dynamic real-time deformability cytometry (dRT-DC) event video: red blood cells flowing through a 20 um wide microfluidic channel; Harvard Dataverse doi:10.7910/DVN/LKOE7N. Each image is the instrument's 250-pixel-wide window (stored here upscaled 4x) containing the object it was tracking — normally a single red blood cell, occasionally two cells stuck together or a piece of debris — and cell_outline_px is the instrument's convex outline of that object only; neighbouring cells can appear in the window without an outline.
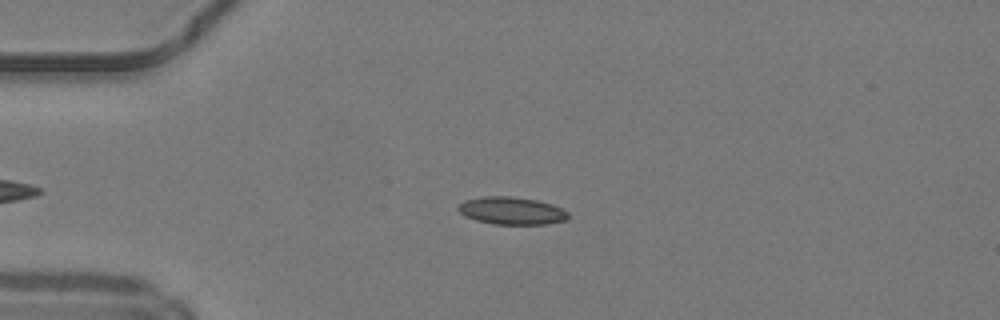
{"species": "common noctule bat (a hibernating species)", "species_latin": "Nyctalus noctula", "temperature_condition": "warm", "stored_images_in_passage": 33, "camera_frame_rate_fps": 3000, "um_per_image_px": 0.085, "animal": {"sex": "male", "body_mass_g": 19.2, "forearm_length_mm": 51.8}, "frame": {"image": 1, "passage_image": 4, "time_ms": 1.0, "image_size_px": [1000, 320], "cell_outline_px": [[568, 216], [564, 220], [544, 224], [492, 224], [476, 220], [464, 216], [456, 208], [464, 200], [484, 196], [512, 196], [536, 200], [552, 204], [568, 212]], "centroid_in_image_um": [43.44, 17.9], "position_along_channel_um": 41.6, "area_um2": 17.57}}
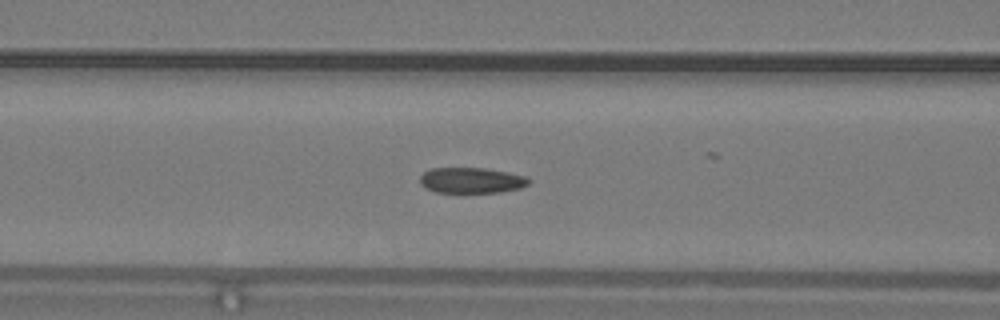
{"frame": {"image": 2, "passage_image": 12, "time_ms": 3.667, "image_size_px": [1000, 320], "cell_outline_px": [[532, 180], [528, 184], [520, 188], [500, 192], [436, 192], [420, 184], [420, 176], [424, 172], [432, 168], [484, 168], [508, 172], [524, 176]], "centroid_in_image_um": [40.08, 15.32], "position_along_channel_um": 126.5, "area_um2": 16.13}}
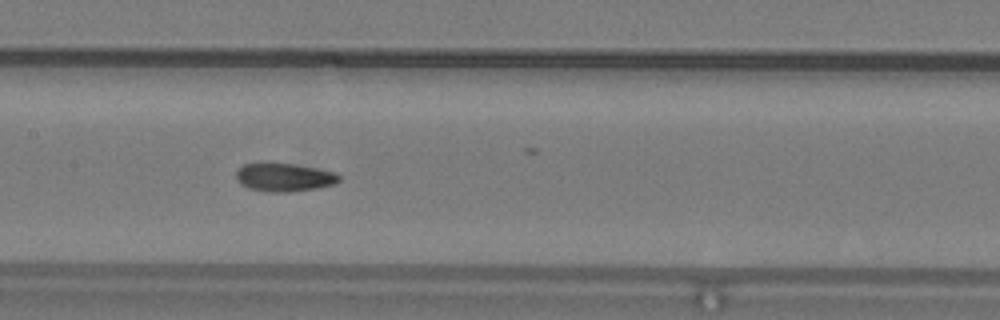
{"frame": {"image": 3, "passage_image": 16, "time_ms": 5.0, "image_size_px": [1000, 320], "cell_outline_px": [[340, 180], [336, 184], [316, 188], [288, 192], [268, 192], [248, 188], [240, 184], [236, 180], [236, 172], [244, 164], [260, 160], [292, 164], [332, 172], [340, 176]], "centroid_in_image_um": [24.07, 15.05], "position_along_channel_um": 183.3, "area_um2": 17.28}, "authors_computed_cell_mechanics": {"area_um2": 17.051, "velocity_mm_per_s": 4.2384, "shape_relaxation_time_tau1_ms": null, "shape_relaxation_time_tau2_ms": 1.3058, "deformation_change_tau1": null, "deformation_change_tau2": 0.0695}}